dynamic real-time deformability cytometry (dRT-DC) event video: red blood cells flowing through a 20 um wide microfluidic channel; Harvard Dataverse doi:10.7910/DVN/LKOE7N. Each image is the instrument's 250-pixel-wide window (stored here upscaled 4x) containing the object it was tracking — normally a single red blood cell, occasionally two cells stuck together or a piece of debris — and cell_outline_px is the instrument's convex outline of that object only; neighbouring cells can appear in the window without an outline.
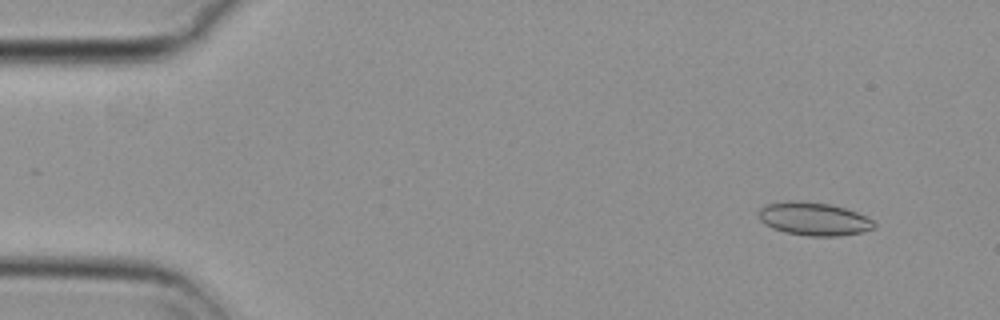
{"species": "common noctule bat (a hibernating species)", "species_latin": "Nyctalus noctula", "temperature_condition": "cold", "stored_images_in_passage": 18, "camera_frame_rate_fps": 3000, "um_per_image_px": 0.085, "animal": {"sex": "female", "body_mass_g": 29.2, "forearm_length_mm": 56.3}, "frame": {"image": 1, "passage_image": 5, "time_ms": 1.333, "image_size_px": [1000, 320], "cell_outline_px": [[876, 228], [860, 232], [840, 236], [808, 236], [784, 232], [772, 228], [764, 224], [760, 220], [760, 208], [764, 204], [792, 200], [800, 200], [828, 204], [844, 208], [856, 212], [872, 220], [876, 224]], "centroid_in_image_um": [69.15, 18.6], "position_along_channel_um": 15.8, "area_um2": 22.31}}
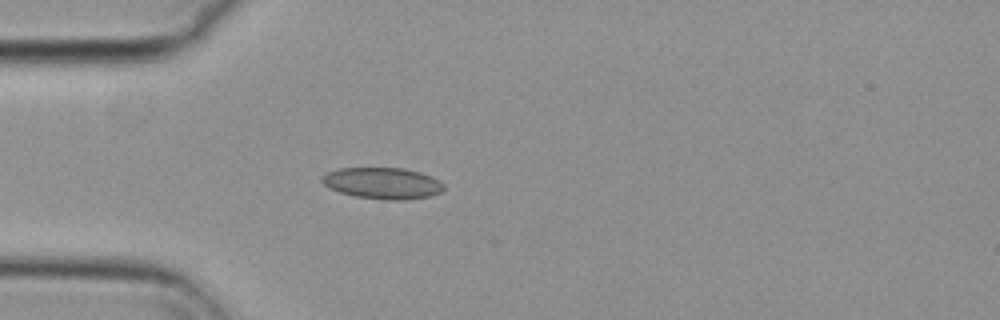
{"frame": {"image": 2, "passage_image": 16, "time_ms": 5.0, "image_size_px": [1000, 320], "cell_outline_px": [[444, 188], [440, 192], [428, 196], [404, 200], [388, 200], [356, 196], [340, 192], [328, 188], [320, 180], [320, 176], [336, 168], [404, 168], [420, 172], [432, 176], [440, 180], [444, 184]], "centroid_in_image_um": [32.5, 15.56], "position_along_channel_um": 52.5, "area_um2": 22.37}}